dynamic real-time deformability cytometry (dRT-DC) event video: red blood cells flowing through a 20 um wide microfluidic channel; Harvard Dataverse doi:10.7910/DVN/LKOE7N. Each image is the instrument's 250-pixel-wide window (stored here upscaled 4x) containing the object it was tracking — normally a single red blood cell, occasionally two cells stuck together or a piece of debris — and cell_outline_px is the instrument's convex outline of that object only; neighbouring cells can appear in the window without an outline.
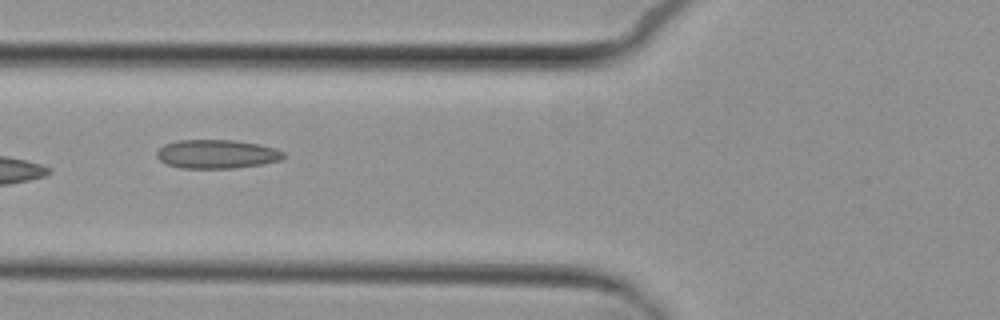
{"species": "common noctule bat (a hibernating species)", "species_latin": "Nyctalus noctula", "temperature_condition": "cold", "stored_images_in_passage": 9, "camera_frame_rate_fps": 3000, "um_per_image_px": 0.085, "animal": {"sex": "female", "body_mass_g": 29.2, "forearm_length_mm": 56.3}, "frame": {"image": 1, "passage_image": 7, "time_ms": 7.333, "image_size_px": [1000, 320], "cell_outline_px": [[288, 156], [280, 160], [260, 164], [232, 168], [180, 168], [168, 164], [160, 160], [156, 156], [156, 152], [164, 144], [176, 140], [232, 140], [260, 144], [284, 152]], "centroid_in_image_um": [18.41, 13.09], "position_along_channel_um": 107.4, "area_um2": 21.21}}
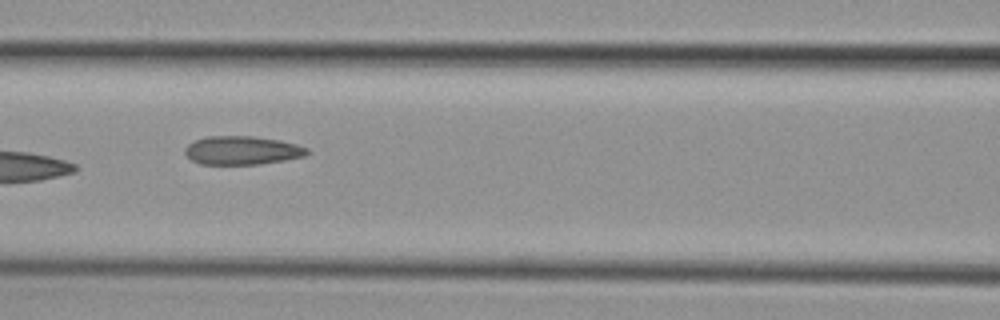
{"frame": {"image": 2, "passage_image": 8, "time_ms": 8.333, "image_size_px": [1000, 320], "cell_outline_px": [[308, 156], [260, 164], [200, 164], [192, 160], [184, 152], [184, 148], [188, 144], [196, 140], [208, 136], [252, 136], [280, 140], [296, 144], [308, 148]], "centroid_in_image_um": [20.6, 12.78], "position_along_channel_um": 146.0, "area_um2": 20.35}}